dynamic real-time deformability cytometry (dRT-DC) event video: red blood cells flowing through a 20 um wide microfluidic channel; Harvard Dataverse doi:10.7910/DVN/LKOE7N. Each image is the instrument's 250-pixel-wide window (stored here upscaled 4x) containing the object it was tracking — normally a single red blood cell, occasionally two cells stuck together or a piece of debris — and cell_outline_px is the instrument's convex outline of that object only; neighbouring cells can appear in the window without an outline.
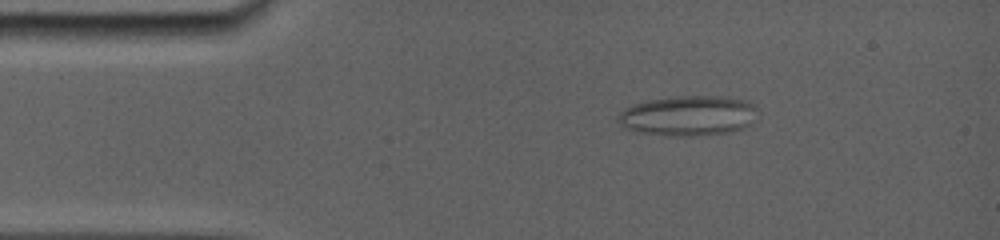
{"species": "common noctule bat (a hibernating species)", "species_latin": "Nyctalus noctula", "temperature_condition": "room temperature", "stored_images_in_passage": 20, "camera_frame_rate_fps": 5000, "um_per_image_px": 0.085, "animal": {"sex": "female", "body_mass_g": 19.0, "forearm_length_mm": 56.7}, "frame": {"image": 1, "passage_image": 3, "time_ms": 2.0, "image_size_px": [1000, 240], "cell_outline_px": [[756, 108], [744, 124], [740, 128], [720, 132], [656, 132], [632, 128], [624, 124], [620, 120], [620, 116], [624, 108], [648, 100], [680, 96], [720, 96], [744, 100], [756, 104]], "centroid_in_image_um": [58.53, 9.72], "position_along_channel_um": 26.5, "area_um2": 29.36}}
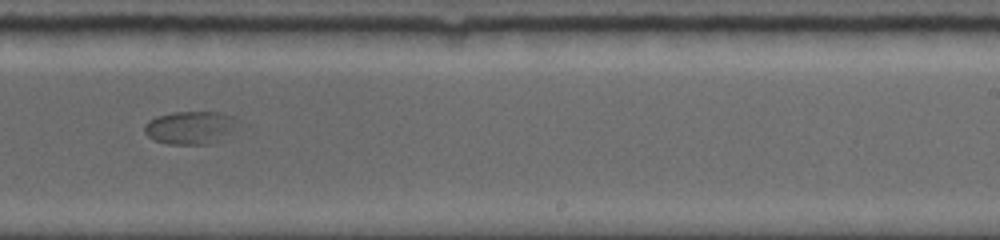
{"frame": {"image": 2, "passage_image": 10, "time_ms": 10.0, "image_size_px": [1000, 240], "cell_outline_px": [[240, 120], [228, 132], [208, 144], [168, 144], [156, 140], [148, 136], [144, 132], [144, 124], [148, 120], [156, 116], [172, 112], [220, 112], [236, 116]], "centroid_in_image_um": [16.12, 10.81], "position_along_channel_um": 272.9, "area_um2": 17.69}}
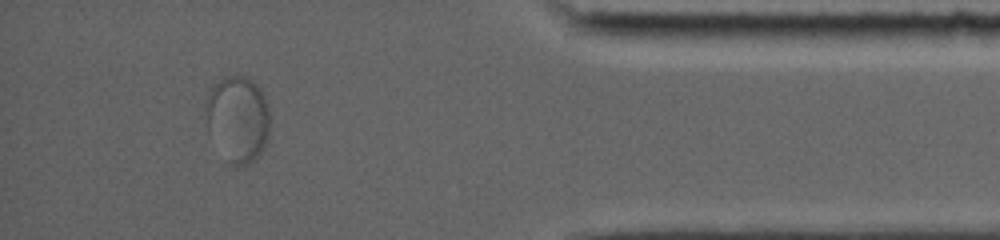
{"frame": {"image": 3, "passage_image": 18, "time_ms": 14.6, "image_size_px": [1000, 240], "cell_outline_px": [[268, 136], [260, 152], [248, 164], [232, 164], [208, 132], [204, 108], [208, 92], [212, 84], [224, 76], [244, 76], [252, 80], [260, 88], [264, 96], [268, 108]], "centroid_in_image_um": [20.17, 10.02], "position_along_channel_um": 415.0, "area_um2": 31.79}}